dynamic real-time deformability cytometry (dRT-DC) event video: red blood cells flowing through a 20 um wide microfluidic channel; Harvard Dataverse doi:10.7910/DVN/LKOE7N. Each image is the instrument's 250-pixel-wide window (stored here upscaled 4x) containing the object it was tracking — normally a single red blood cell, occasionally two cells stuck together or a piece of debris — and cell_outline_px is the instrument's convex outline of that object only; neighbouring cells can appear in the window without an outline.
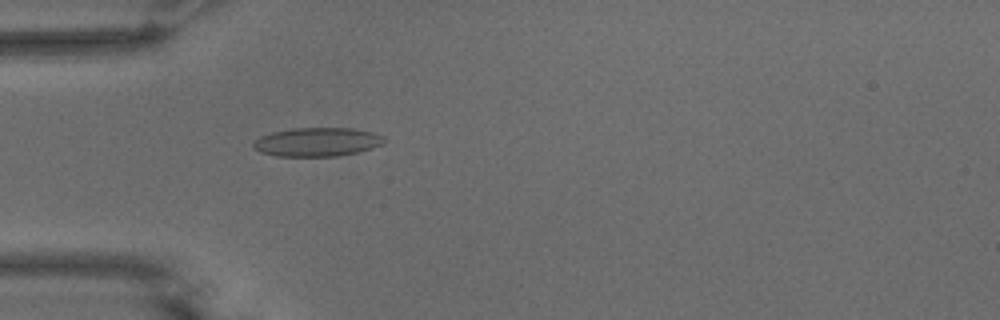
{"species": "common noctule bat (a hibernating species)", "species_latin": "Nyctalus noctula", "temperature_condition": "warm", "stored_images_in_passage": 55, "camera_frame_rate_fps": 3000, "um_per_image_px": 0.085, "animal": {"sex": "male", "body_mass_g": 15.6}, "frame": {"image": 1, "passage_image": 17, "time_ms": 5.333, "image_size_px": [1000, 320], "cell_outline_px": [[384, 140], [380, 144], [372, 148], [340, 156], [276, 156], [260, 152], [252, 148], [252, 144], [260, 136], [272, 132], [292, 128], [352, 128], [372, 132], [384, 136]], "centroid_in_image_um": [26.92, 12.07], "position_along_channel_um": 58.1, "area_um2": 21.91}}
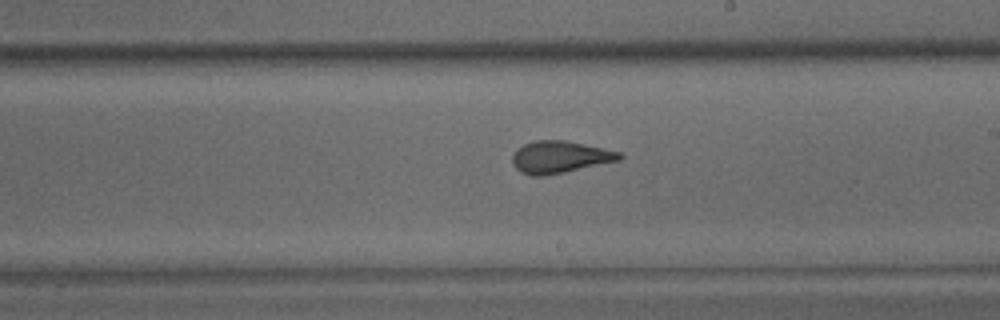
{"frame": {"image": 2, "passage_image": 32, "time_ms": 10.333, "image_size_px": [1000, 320], "cell_outline_px": [[624, 156], [620, 160], [564, 172], [544, 176], [532, 176], [520, 172], [512, 164], [512, 156], [516, 148], [524, 144], [536, 140], [564, 140], [620, 152]], "centroid_in_image_um": [47.54, 13.35], "position_along_channel_um": 241.5, "area_um2": 19.94}}
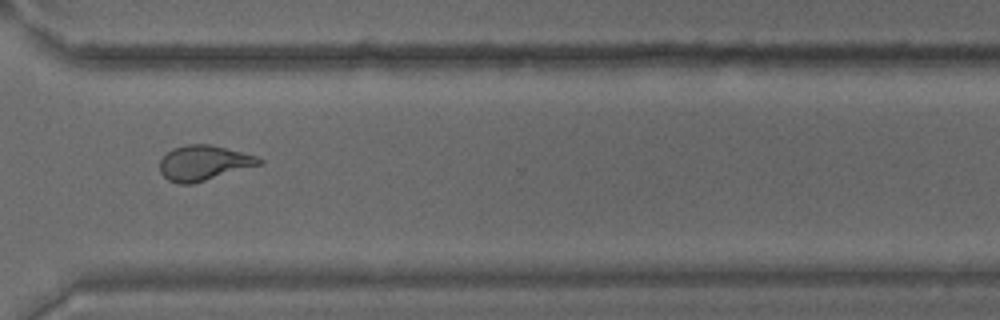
{"frame": {"image": 3, "passage_image": 41, "time_ms": 13.333, "image_size_px": [1000, 320], "cell_outline_px": [[264, 164], [192, 184], [180, 184], [168, 180], [160, 172], [160, 160], [172, 148], [188, 144], [212, 144], [256, 156], [264, 160]], "centroid_in_image_um": [17.34, 13.85], "position_along_channel_um": 353.3, "area_um2": 20.4}, "authors_computed_cell_mechanics": {"area_um2": 20.9236, "velocity_mm_per_s": 3.7299, "shape_relaxation_time_tau1_ms": null, "shape_relaxation_time_tau2_ms": 1.1398, "deformation_change_tau1": null, "deformation_change_tau2": 0.0817}}